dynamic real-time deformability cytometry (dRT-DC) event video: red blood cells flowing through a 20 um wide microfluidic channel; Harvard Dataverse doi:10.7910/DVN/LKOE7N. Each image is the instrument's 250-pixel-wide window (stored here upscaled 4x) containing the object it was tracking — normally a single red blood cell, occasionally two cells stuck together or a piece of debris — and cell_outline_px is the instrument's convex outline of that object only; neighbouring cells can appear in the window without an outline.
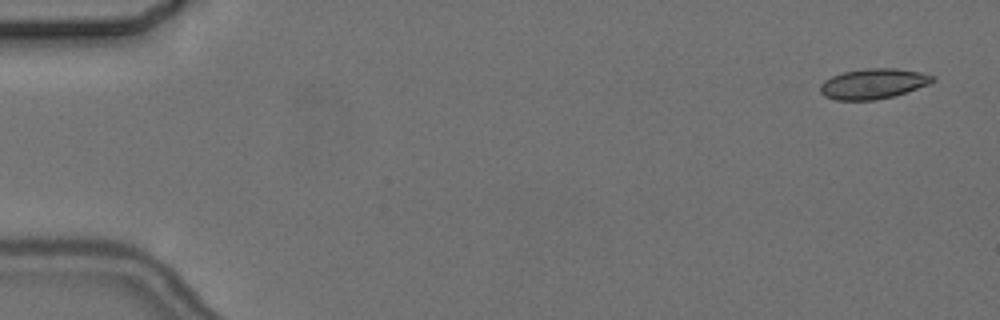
{"species": "common noctule bat (a hibernating species)", "species_latin": "Nyctalus noctula", "temperature_condition": "cold", "stored_images_in_passage": 5, "camera_frame_rate_fps": 3000, "um_per_image_px": 0.085, "animal": {"sex": "female", "body_mass_g": 24.6, "forearm_length_mm": 56.2}, "frame": {"image": 1, "passage_image": 1, "time_ms": 0.0, "image_size_px": [1000, 320], "cell_outline_px": [[936, 80], [928, 84], [892, 96], [876, 100], [836, 100], [824, 96], [820, 92], [820, 84], [824, 80], [832, 76], [844, 72], [868, 68], [896, 68], [920, 72], [936, 76]], "centroid_in_image_um": [74.21, 7.11], "position_along_channel_um": 10.8, "area_um2": 19.71}}
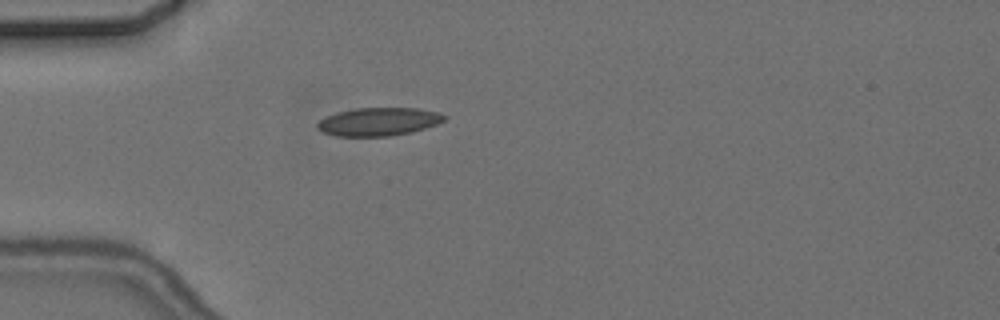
{"frame": {"image": 2, "passage_image": 5, "time_ms": 4.667, "image_size_px": [1000, 320], "cell_outline_px": [[448, 116], [444, 120], [436, 124], [412, 132], [392, 136], [336, 136], [324, 132], [316, 128], [316, 124], [320, 120], [336, 112], [356, 108], [416, 108], [436, 112]], "centroid_in_image_um": [32.17, 10.34], "position_along_channel_um": 52.8, "area_um2": 20.75}}